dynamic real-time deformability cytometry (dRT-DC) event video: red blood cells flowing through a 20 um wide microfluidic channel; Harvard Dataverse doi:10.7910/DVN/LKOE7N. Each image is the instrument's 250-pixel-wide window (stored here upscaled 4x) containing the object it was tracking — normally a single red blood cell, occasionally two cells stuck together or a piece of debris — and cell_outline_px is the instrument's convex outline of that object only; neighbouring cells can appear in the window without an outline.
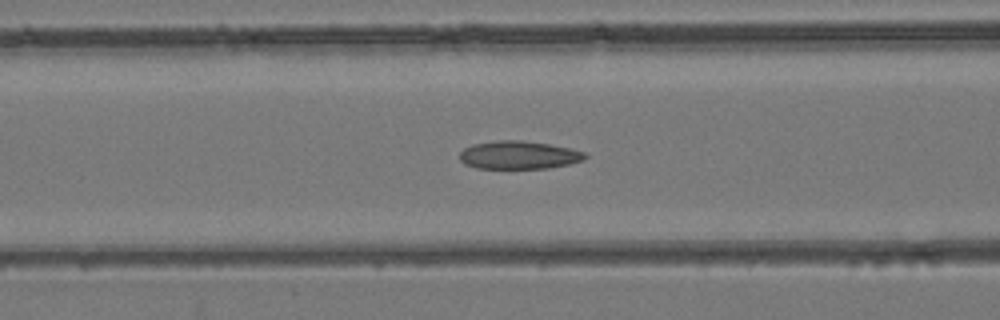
{"species": "common noctule bat (a hibernating species)", "species_latin": "Nyctalus noctula", "temperature_condition": "room temperature", "stored_images_in_passage": 39, "camera_frame_rate_fps": 3000, "um_per_image_px": 0.085, "animal": {"sex": "female", "body_mass_g": 24.6, "forearm_length_mm": 56.2}, "frame": {"image": 1, "passage_image": 18, "time_ms": 5.667, "image_size_px": [1000, 320], "cell_outline_px": [[588, 156], [584, 160], [568, 164], [548, 168], [476, 168], [464, 164], [460, 160], [460, 152], [464, 148], [472, 144], [496, 140], [524, 140], [548, 144], [568, 148], [584, 152]], "centroid_in_image_um": [44.07, 13.17], "position_along_channel_um": 122.5, "area_um2": 20.52}}
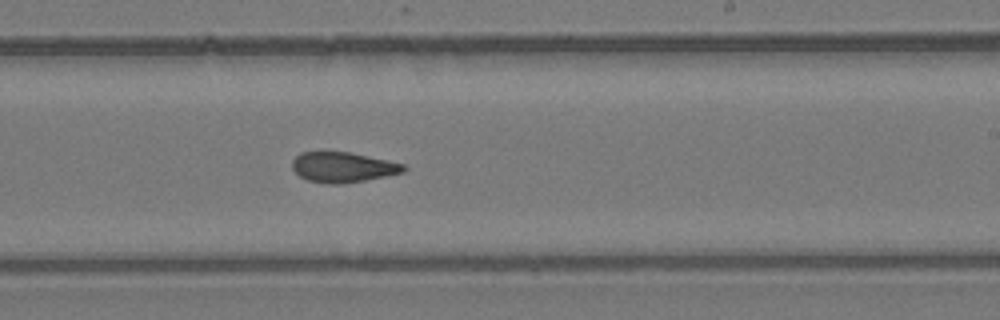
{"frame": {"image": 2, "passage_image": 27, "time_ms": 8.667, "image_size_px": [1000, 320], "cell_outline_px": [[408, 168], [404, 172], [364, 180], [340, 184], [328, 184], [308, 180], [300, 176], [292, 168], [292, 160], [300, 152], [348, 152], [404, 164]], "centroid_in_image_um": [29.12, 14.21], "position_along_channel_um": 259.9, "area_um2": 19.36}}
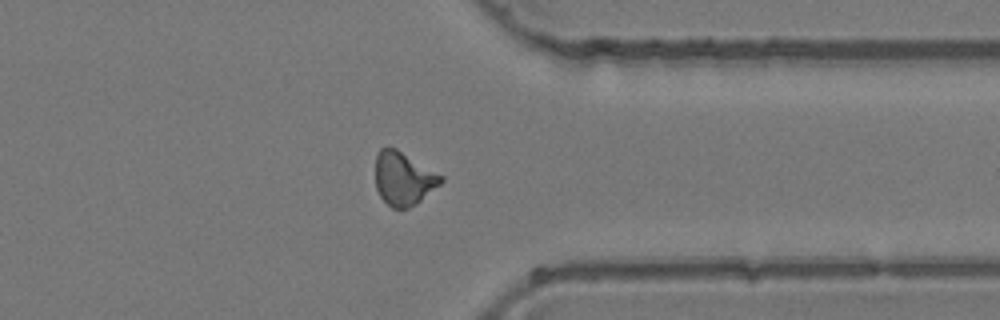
{"frame": {"image": 3, "passage_image": 35, "time_ms": 11.333, "image_size_px": [1000, 320], "cell_outline_px": [[444, 180], [440, 184], [416, 204], [408, 208], [392, 208], [380, 196], [376, 188], [376, 156], [380, 148], [396, 148], [444, 176]], "centroid_in_image_um": [34.3, 15.18], "position_along_channel_um": 377.1, "area_um2": 20.23}}